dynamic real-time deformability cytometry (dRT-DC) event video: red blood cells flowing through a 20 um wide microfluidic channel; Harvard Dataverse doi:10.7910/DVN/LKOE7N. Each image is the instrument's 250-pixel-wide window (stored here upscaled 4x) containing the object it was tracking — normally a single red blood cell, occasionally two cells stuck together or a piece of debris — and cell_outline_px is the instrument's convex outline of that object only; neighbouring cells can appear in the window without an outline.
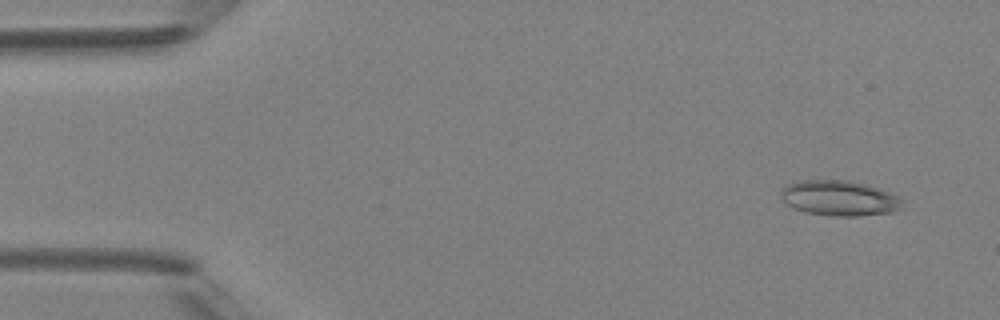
{"species": "Egyptian fruit bat (a non-hibernating species)", "species_latin": "Rousettus aegyptiacus", "temperature_condition": "room temperature", "stored_images_in_passage": 4, "camera_frame_rate_fps": 3000, "um_per_image_px": 0.085, "animal": {"sex": "female"}, "frame": {"image": 1, "passage_image": 4, "time_ms": 4.333, "image_size_px": [1000, 320], "cell_outline_px": [[904, 208], [892, 212], [860, 216], [832, 216], [804, 212], [780, 200], [780, 188], [796, 180], [848, 180], [868, 184], [880, 188], [904, 200]], "centroid_in_image_um": [71.35, 16.84], "position_along_channel_um": 13.7, "area_um2": 25.43}}